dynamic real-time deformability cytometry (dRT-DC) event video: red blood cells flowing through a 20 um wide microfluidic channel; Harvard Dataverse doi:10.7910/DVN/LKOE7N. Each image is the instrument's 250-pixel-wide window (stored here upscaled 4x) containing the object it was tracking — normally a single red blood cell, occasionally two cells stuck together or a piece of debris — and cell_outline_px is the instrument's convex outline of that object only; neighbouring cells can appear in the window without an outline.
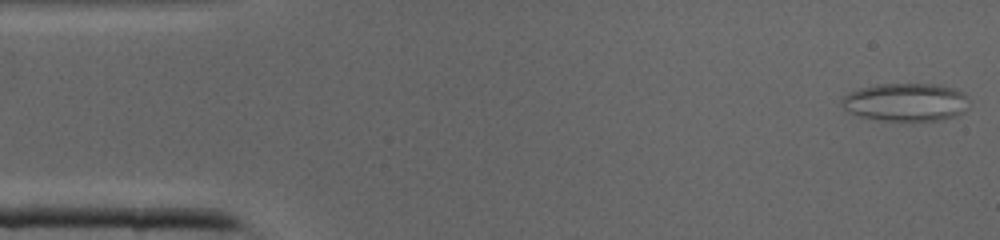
{"species": "common noctule bat (a hibernating species)", "species_latin": "Nyctalus noctula", "temperature_condition": "cold", "stored_images_in_passage": 41, "camera_frame_rate_fps": 3000, "um_per_image_px": 0.085, "animal": {"sex": "male", "body_mass_g": 19.0, "forearm_length_mm": 50.8}, "frame": {"image": 1, "passage_image": 1, "time_ms": 0.0, "image_size_px": [1000, 240], "cell_outline_px": [[968, 108], [964, 112], [956, 116], [940, 120], [880, 120], [860, 116], [848, 112], [840, 104], [844, 96], [860, 88], [876, 84], [940, 84], [952, 88], [960, 92], [964, 96]], "centroid_in_image_um": [76.97, 8.68], "position_along_channel_um": 8.0, "area_um2": 27.98}}
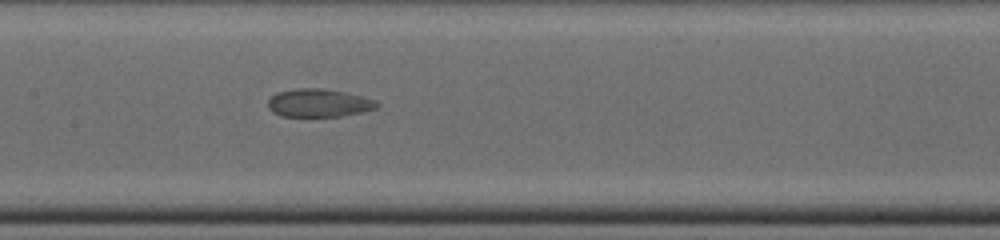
{"frame": {"image": 2, "passage_image": 19, "time_ms": 6.0, "image_size_px": [1000, 240], "cell_outline_px": [[380, 104], [376, 108], [360, 112], [340, 116], [284, 116], [272, 112], [268, 108], [268, 100], [276, 92], [296, 88], [324, 88], [344, 92], [376, 100]], "centroid_in_image_um": [27.07, 8.74], "position_along_channel_um": 180.3, "area_um2": 17.74}}
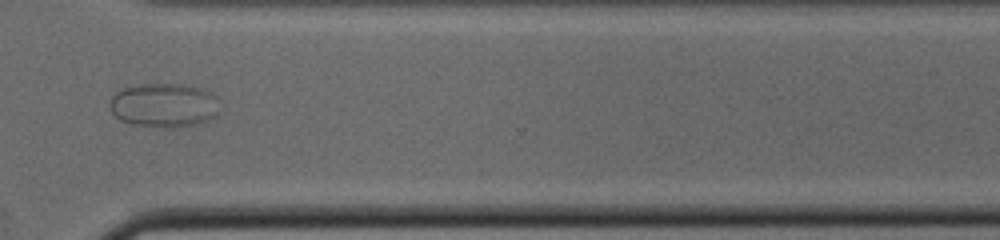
{"frame": {"image": 3, "passage_image": 30, "time_ms": 9.667, "image_size_px": [1000, 240], "cell_outline_px": [[216, 116], [208, 120], [196, 124], [176, 128], [164, 128], [132, 124], [120, 120], [112, 112], [108, 104], [112, 96], [116, 92], [124, 88], [140, 84], [180, 84], [200, 88], [212, 92], [216, 96]], "centroid_in_image_um": [13.91, 8.95], "position_along_channel_um": 356.7, "area_um2": 28.26}}